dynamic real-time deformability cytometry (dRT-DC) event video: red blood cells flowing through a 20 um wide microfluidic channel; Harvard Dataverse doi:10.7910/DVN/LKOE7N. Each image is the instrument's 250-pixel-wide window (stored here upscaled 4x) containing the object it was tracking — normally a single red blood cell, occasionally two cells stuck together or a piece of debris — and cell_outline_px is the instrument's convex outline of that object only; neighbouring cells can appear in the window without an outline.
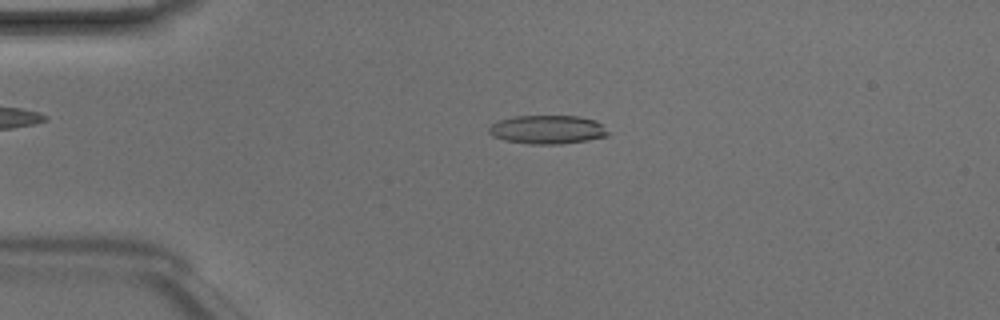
{"species": "Egyptian fruit bat (a non-hibernating species)", "species_latin": "Rousettus aegyptiacus", "temperature_condition": "room temperature", "stored_images_in_passage": 47, "camera_frame_rate_fps": 3000, "um_per_image_px": 0.085, "animal": {"sex": "male"}, "frame": {"image": 1, "passage_image": 10, "time_ms": 3.0, "image_size_px": [1000, 320], "cell_outline_px": [[608, 136], [588, 140], [560, 144], [528, 144], [504, 140], [492, 136], [488, 132], [488, 128], [492, 124], [500, 120], [516, 116], [580, 116], [596, 120], [608, 132]], "centroid_in_image_um": [46.52, 11.02], "position_along_channel_um": 38.5, "area_um2": 19.88}}
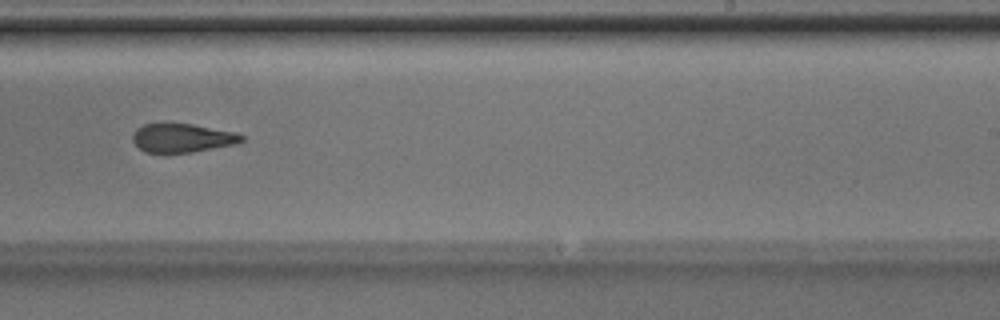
{"frame": {"image": 2, "passage_image": 29, "time_ms": 9.333, "image_size_px": [1000, 320], "cell_outline_px": [[244, 140], [236, 144], [192, 152], [144, 152], [132, 140], [132, 136], [136, 128], [144, 124], [168, 120], [192, 124], [236, 132], [244, 136]], "centroid_in_image_um": [15.47, 11.68], "position_along_channel_um": 273.5, "area_um2": 18.79}}
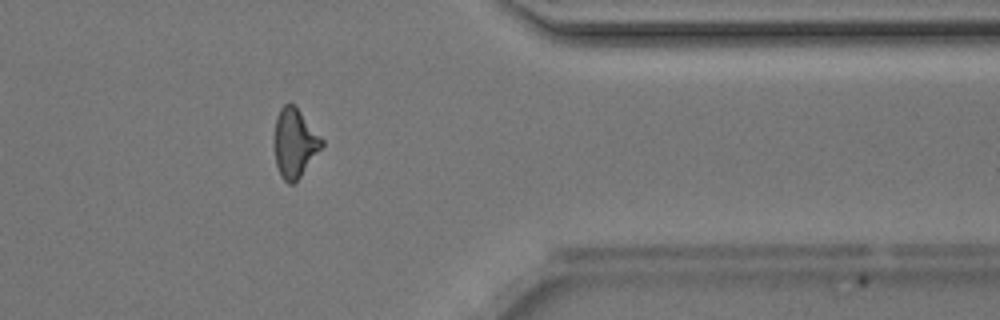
{"frame": {"image": 3, "passage_image": 38, "time_ms": 12.333, "image_size_px": [1000, 320], "cell_outline_px": [[324, 144], [300, 176], [292, 184], [288, 184], [280, 176], [276, 164], [276, 116], [280, 108], [284, 104], [292, 104], [300, 112], [324, 140]], "centroid_in_image_um": [25.06, 12.17], "position_along_channel_um": 386.3, "area_um2": 18.38}, "authors_computed_cell_mechanics": {"area_um2": 19.7676, "velocity_mm_per_s": 4.2281, "shape_relaxation_time_tau1_ms": 9.5195, "shape_relaxation_time_tau2_ms": 2.5624, "deformation_change_tau1": 0.2295, "deformation_change_tau2": 0.1246}}